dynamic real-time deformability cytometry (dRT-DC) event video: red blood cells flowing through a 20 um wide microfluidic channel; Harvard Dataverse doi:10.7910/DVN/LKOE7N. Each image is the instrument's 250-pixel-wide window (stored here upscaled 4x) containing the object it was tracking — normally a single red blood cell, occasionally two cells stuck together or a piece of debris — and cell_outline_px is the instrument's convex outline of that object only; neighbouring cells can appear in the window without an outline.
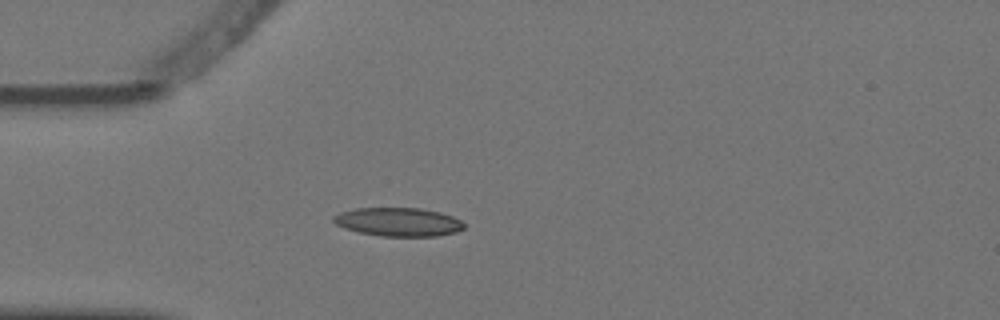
{"species": "Egyptian fruit bat (a non-hibernating species)", "species_latin": "Rousettus aegyptiacus", "temperature_condition": "warm", "stored_images_in_passage": 1, "camera_frame_rate_fps": 3000, "um_per_image_px": 0.085, "animal": {"sex": "female"}, "frame": {"image": 1, "passage_image": 1, "time_ms": 0.0, "image_size_px": [1000, 320], "cell_outline_px": [[464, 228], [456, 232], [436, 236], [380, 236], [360, 232], [344, 228], [336, 224], [332, 220], [332, 216], [340, 212], [356, 208], [420, 208], [440, 212], [452, 216], [460, 220], [464, 224]], "centroid_in_image_um": [33.84, 18.86], "position_along_channel_um": 51.2, "area_um2": 21.73}}